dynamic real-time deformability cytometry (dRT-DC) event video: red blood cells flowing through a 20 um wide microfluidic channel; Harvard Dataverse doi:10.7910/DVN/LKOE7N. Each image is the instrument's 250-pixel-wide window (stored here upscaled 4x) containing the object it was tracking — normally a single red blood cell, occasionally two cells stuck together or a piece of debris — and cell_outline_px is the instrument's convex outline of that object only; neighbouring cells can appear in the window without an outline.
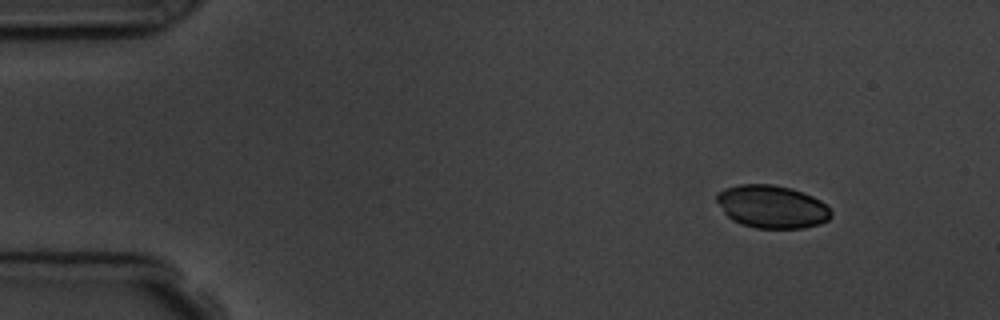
{"species": "common noctule bat (a hibernating species)", "species_latin": "Nyctalus noctula", "temperature_condition": "room temperature", "stored_images_in_passage": 8, "camera_frame_rate_fps": 3000, "um_per_image_px": 0.085, "animal": {"sex": "male", "body_mass_g": 19.5, "forearm_length_mm": 54.6}, "frame": {"image": 1, "passage_image": 1, "time_ms": 0.0, "image_size_px": [1000, 320], "cell_outline_px": [[832, 216], [828, 220], [820, 224], [804, 228], [756, 228], [740, 224], [732, 220], [724, 212], [716, 200], [716, 196], [724, 188], [740, 184], [772, 184], [792, 188], [812, 196], [820, 200], [832, 212]], "centroid_in_image_um": [65.62, 17.57], "position_along_channel_um": 19.4, "area_um2": 28.61}}